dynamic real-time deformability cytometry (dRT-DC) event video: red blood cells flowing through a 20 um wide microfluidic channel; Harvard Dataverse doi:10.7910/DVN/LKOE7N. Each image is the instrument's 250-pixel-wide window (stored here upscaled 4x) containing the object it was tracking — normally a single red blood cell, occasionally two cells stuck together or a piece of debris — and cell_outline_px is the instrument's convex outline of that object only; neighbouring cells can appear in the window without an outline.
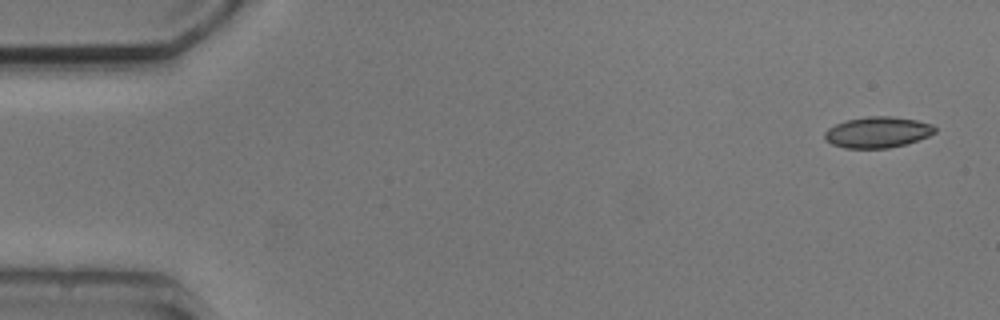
{"species": "common noctule bat (a hibernating species)", "species_latin": "Nyctalus noctula", "temperature_condition": "cold", "stored_images_in_passage": 9, "camera_frame_rate_fps": 3000, "um_per_image_px": 0.085, "animal": {"sex": "male", "body_mass_g": 20.5, "forearm_length_mm": 52.5}, "frame": {"image": 1, "passage_image": 1, "time_ms": 0.0, "image_size_px": [1000, 320], "cell_outline_px": [[936, 132], [928, 136], [904, 144], [888, 148], [844, 148], [832, 144], [824, 140], [824, 132], [828, 128], [836, 124], [848, 120], [868, 116], [892, 116], [916, 120], [932, 124], [936, 128]], "centroid_in_image_um": [74.57, 11.24], "position_along_channel_um": 10.4, "area_um2": 19.83}}
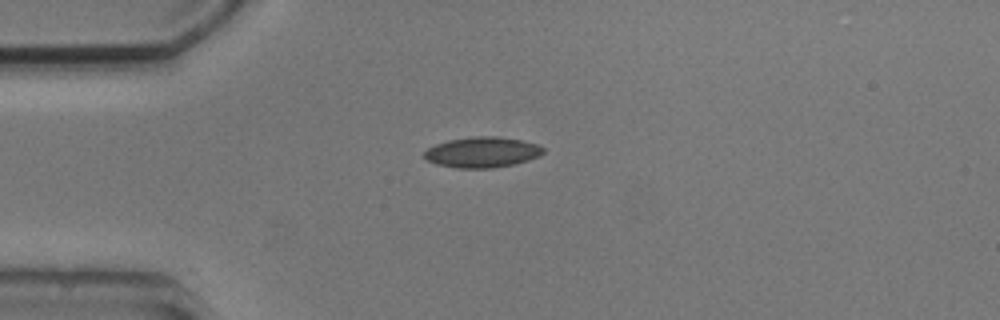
{"frame": {"image": 2, "passage_image": 4, "time_ms": 3.667, "image_size_px": [1000, 320], "cell_outline_px": [[544, 152], [540, 156], [528, 160], [512, 164], [492, 168], [456, 168], [436, 164], [428, 160], [424, 156], [424, 152], [428, 148], [436, 144], [448, 140], [472, 136], [500, 136], [520, 140], [536, 144], [544, 148]], "centroid_in_image_um": [40.99, 12.93], "position_along_channel_um": 44.0, "area_um2": 21.15}}